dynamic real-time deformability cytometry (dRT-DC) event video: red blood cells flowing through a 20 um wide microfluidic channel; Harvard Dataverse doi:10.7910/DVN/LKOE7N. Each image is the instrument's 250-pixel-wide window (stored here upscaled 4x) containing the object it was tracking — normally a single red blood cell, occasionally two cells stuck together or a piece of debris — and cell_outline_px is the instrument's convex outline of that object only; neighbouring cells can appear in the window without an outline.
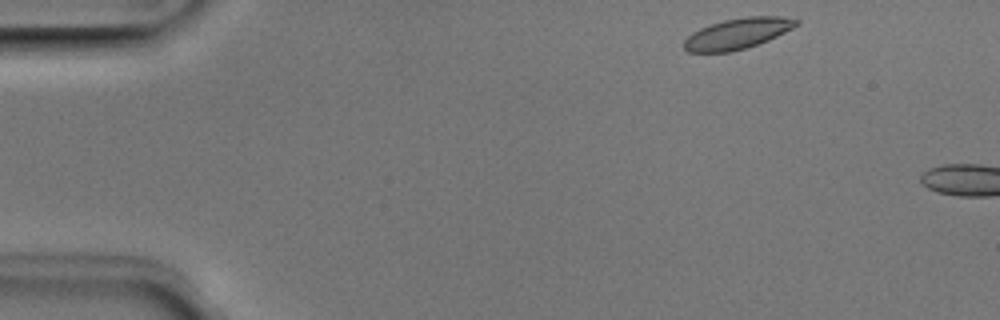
{"species": "Egyptian fruit bat (a non-hibernating species)", "species_latin": "Rousettus aegyptiacus", "temperature_condition": "room temperature", "stored_images_in_passage": 4, "camera_frame_rate_fps": 3000, "um_per_image_px": 0.085, "animal": {"sex": "male"}, "frame": {"image": 1, "passage_image": 1, "time_ms": 0.0, "image_size_px": [1000, 320], "cell_outline_px": [[800, 24], [768, 40], [748, 48], [732, 52], [688, 52], [684, 48], [684, 40], [692, 32], [700, 28], [724, 20], [748, 16], [780, 16], [800, 20]], "centroid_in_image_um": [62.7, 2.86], "position_along_channel_um": 22.3, "area_um2": 20.11}}